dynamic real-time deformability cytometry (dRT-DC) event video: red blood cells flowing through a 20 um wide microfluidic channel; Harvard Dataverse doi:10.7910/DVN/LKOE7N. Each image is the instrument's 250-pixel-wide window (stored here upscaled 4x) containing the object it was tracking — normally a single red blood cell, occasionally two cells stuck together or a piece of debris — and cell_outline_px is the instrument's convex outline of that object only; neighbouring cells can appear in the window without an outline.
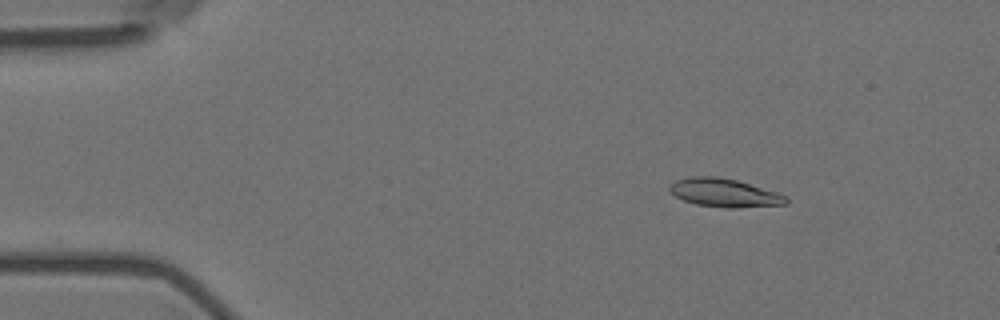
{"species": "Egyptian fruit bat (a non-hibernating species)", "species_latin": "Rousettus aegyptiacus", "temperature_condition": "room temperature", "stored_images_in_passage": 13, "camera_frame_rate_fps": 3000, "um_per_image_px": 0.085, "animal": {"sex": "female"}, "frame": {"image": 1, "passage_image": 3, "time_ms": 0.667, "image_size_px": [1000, 320], "cell_outline_px": [[788, 204], [736, 208], [728, 208], [696, 204], [684, 200], [668, 192], [668, 188], [676, 180], [692, 176], [716, 176], [736, 180], [776, 192], [788, 196]], "centroid_in_image_um": [61.57, 16.39], "position_along_channel_um": 23.4, "area_um2": 19.19}}
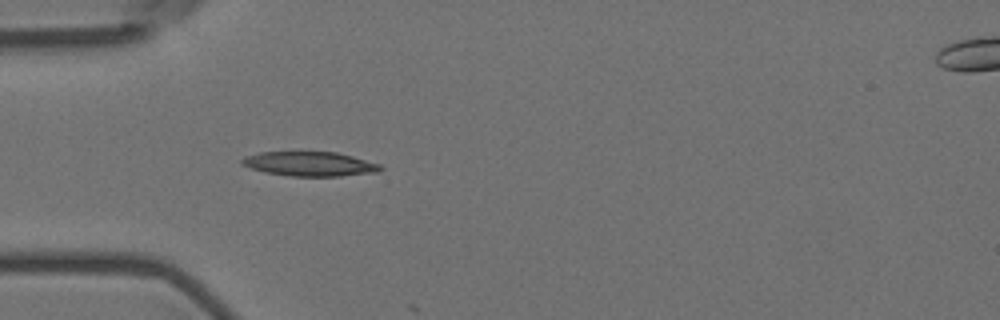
{"frame": {"image": 2, "passage_image": 12, "time_ms": 3.667, "image_size_px": [1000, 320], "cell_outline_px": [[384, 168], [380, 172], [340, 176], [288, 176], [264, 172], [240, 164], [240, 160], [244, 156], [260, 152], [300, 148], [336, 152], [352, 156], [380, 164]], "centroid_in_image_um": [26.28, 13.88], "position_along_channel_um": 58.7, "area_um2": 20.92}}